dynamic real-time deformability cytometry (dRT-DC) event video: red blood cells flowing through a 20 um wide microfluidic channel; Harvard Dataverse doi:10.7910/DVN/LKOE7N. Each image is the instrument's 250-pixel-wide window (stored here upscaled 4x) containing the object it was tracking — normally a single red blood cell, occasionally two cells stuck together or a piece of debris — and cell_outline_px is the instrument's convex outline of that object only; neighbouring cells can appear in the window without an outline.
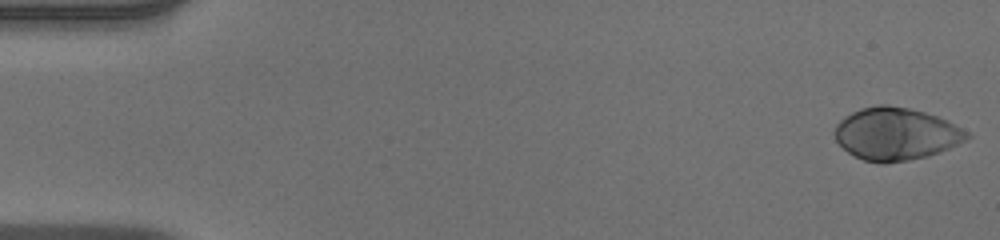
{"species": "human", "species_latin": "Homo sapiens", "temperature_condition": "warm", "stored_images_in_passage": 52, "camera_frame_rate_fps": 3000, "um_per_image_px": 0.085, "donor": {"sex": "male"}, "frame": {"image": 1, "passage_image": 1, "time_ms": 0.0, "image_size_px": [1000, 240], "cell_outline_px": [[972, 136], [948, 148], [928, 156], [908, 160], [884, 164], [880, 164], [864, 160], [848, 152], [836, 140], [832, 132], [836, 124], [844, 116], [860, 108], [880, 104], [888, 104], [908, 108], [924, 112], [948, 120], [968, 132]], "centroid_in_image_um": [76.12, 11.37], "position_along_channel_um": 8.9, "area_um2": 40.46}}
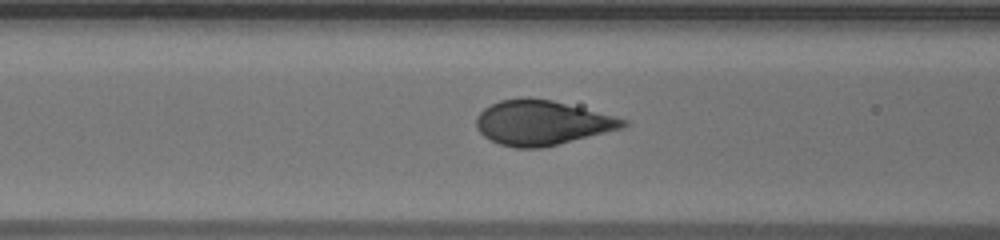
{"frame": {"image": 2, "passage_image": 21, "time_ms": 6.667, "image_size_px": [1000, 240], "cell_outline_px": [[628, 124], [624, 128], [540, 148], [516, 148], [500, 144], [484, 136], [476, 128], [476, 116], [484, 108], [500, 100], [528, 96], [552, 100], [628, 120]], "centroid_in_image_um": [46.03, 10.42], "position_along_channel_um": 120.6, "area_um2": 38.03}}
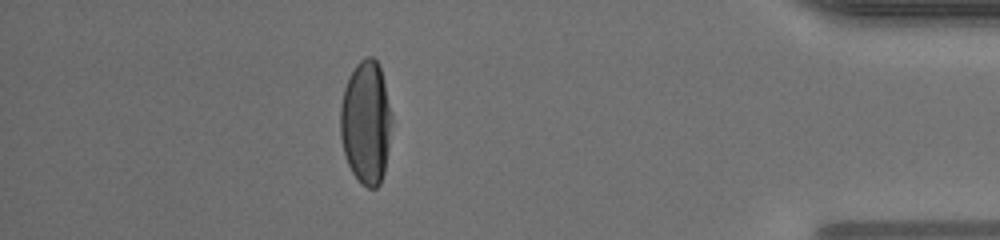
{"frame": {"image": 3, "passage_image": 46, "time_ms": 15.0, "image_size_px": [1000, 240], "cell_outline_px": [[392, 120], [388, 148], [384, 172], [380, 184], [376, 188], [368, 188], [352, 172], [348, 164], [344, 152], [340, 136], [340, 108], [344, 88], [356, 64], [364, 56], [372, 56], [380, 64], [392, 116]], "centroid_in_image_um": [31.11, 10.38], "position_along_channel_um": 404.1, "area_um2": 36.88}}